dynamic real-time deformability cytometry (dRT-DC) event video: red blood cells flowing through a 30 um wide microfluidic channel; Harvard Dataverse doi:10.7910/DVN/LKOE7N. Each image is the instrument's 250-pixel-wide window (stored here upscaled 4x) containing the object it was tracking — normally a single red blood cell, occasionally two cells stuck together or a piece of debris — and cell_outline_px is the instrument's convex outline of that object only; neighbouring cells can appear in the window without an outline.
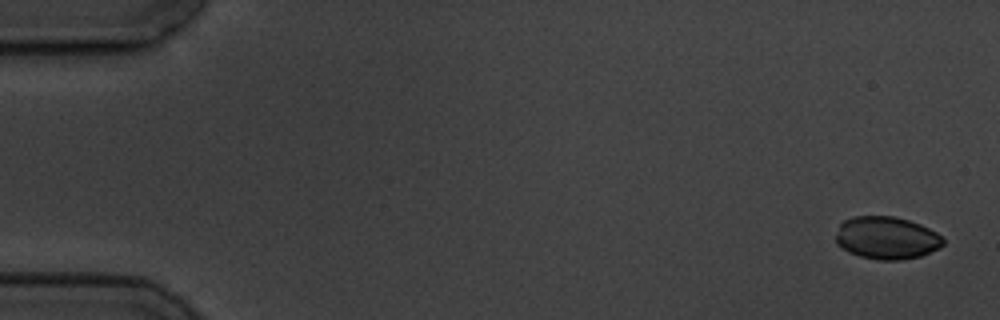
{"species": "common noctule bat (a hibernating species)", "species_latin": "Nyctalus noctula", "temperature_condition": "cold", "stored_images_in_passage": 5, "camera_frame_rate_fps": 3000, "um_per_image_px": 0.085, "animal": {"sex": "male", "body_mass_g": 19.5, "forearm_length_mm": 54.6}, "frame": {"image": 1, "passage_image": 1, "time_ms": 0.0, "image_size_px": [1000, 320], "cell_outline_px": [[944, 244], [940, 248], [920, 256], [900, 260], [880, 260], [860, 256], [848, 252], [836, 244], [836, 236], [840, 224], [844, 220], [852, 216], [892, 216], [908, 220], [920, 224], [936, 232], [944, 240]], "centroid_in_image_um": [75.35, 20.22], "position_along_channel_um": 9.6, "area_um2": 26.65}}
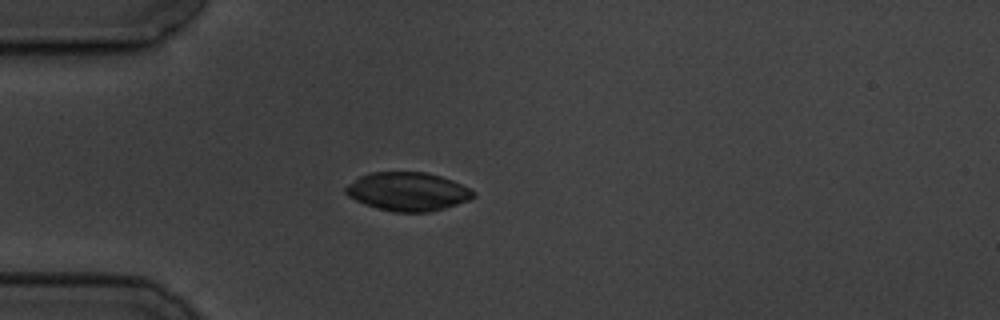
{"frame": {"image": 2, "passage_image": 4, "time_ms": 4.667, "image_size_px": [1000, 320], "cell_outline_px": [[476, 196], [468, 200], [444, 208], [428, 212], [392, 212], [376, 208], [364, 204], [348, 196], [344, 192], [344, 188], [348, 184], [360, 176], [372, 172], [424, 172], [440, 176], [452, 180], [476, 192]], "centroid_in_image_um": [34.63, 16.29], "position_along_channel_um": 50.4, "area_um2": 28.61}}